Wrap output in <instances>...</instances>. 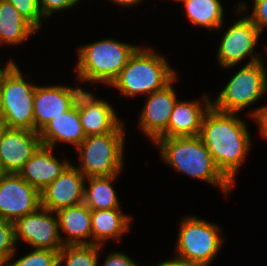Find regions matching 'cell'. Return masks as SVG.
<instances>
[{
	"label": "cell",
	"mask_w": 267,
	"mask_h": 266,
	"mask_svg": "<svg viewBox=\"0 0 267 266\" xmlns=\"http://www.w3.org/2000/svg\"><path fill=\"white\" fill-rule=\"evenodd\" d=\"M236 115L211 107L203 118L199 134L216 166L233 185L252 147L247 124Z\"/></svg>",
	"instance_id": "1"
},
{
	"label": "cell",
	"mask_w": 267,
	"mask_h": 266,
	"mask_svg": "<svg viewBox=\"0 0 267 266\" xmlns=\"http://www.w3.org/2000/svg\"><path fill=\"white\" fill-rule=\"evenodd\" d=\"M154 144L163 162L177 173L218 186L224 196L230 193L234 185L218 169L199 135L158 138Z\"/></svg>",
	"instance_id": "2"
},
{
	"label": "cell",
	"mask_w": 267,
	"mask_h": 266,
	"mask_svg": "<svg viewBox=\"0 0 267 266\" xmlns=\"http://www.w3.org/2000/svg\"><path fill=\"white\" fill-rule=\"evenodd\" d=\"M166 58L152 48L141 46L129 58L126 66L110 85L121 92V96H148L163 89L177 75Z\"/></svg>",
	"instance_id": "3"
},
{
	"label": "cell",
	"mask_w": 267,
	"mask_h": 266,
	"mask_svg": "<svg viewBox=\"0 0 267 266\" xmlns=\"http://www.w3.org/2000/svg\"><path fill=\"white\" fill-rule=\"evenodd\" d=\"M139 47L111 38L79 47L75 67L78 81L110 86Z\"/></svg>",
	"instance_id": "4"
},
{
	"label": "cell",
	"mask_w": 267,
	"mask_h": 266,
	"mask_svg": "<svg viewBox=\"0 0 267 266\" xmlns=\"http://www.w3.org/2000/svg\"><path fill=\"white\" fill-rule=\"evenodd\" d=\"M36 85L26 81L16 62L0 77L1 122L3 127L34 131L33 100Z\"/></svg>",
	"instance_id": "5"
},
{
	"label": "cell",
	"mask_w": 267,
	"mask_h": 266,
	"mask_svg": "<svg viewBox=\"0 0 267 266\" xmlns=\"http://www.w3.org/2000/svg\"><path fill=\"white\" fill-rule=\"evenodd\" d=\"M125 132L87 136L76 148L80 166L76 167L86 178L119 175L123 167Z\"/></svg>",
	"instance_id": "6"
},
{
	"label": "cell",
	"mask_w": 267,
	"mask_h": 266,
	"mask_svg": "<svg viewBox=\"0 0 267 266\" xmlns=\"http://www.w3.org/2000/svg\"><path fill=\"white\" fill-rule=\"evenodd\" d=\"M223 243L219 225L195 216L184 217L178 231L176 258L209 266Z\"/></svg>",
	"instance_id": "7"
},
{
	"label": "cell",
	"mask_w": 267,
	"mask_h": 266,
	"mask_svg": "<svg viewBox=\"0 0 267 266\" xmlns=\"http://www.w3.org/2000/svg\"><path fill=\"white\" fill-rule=\"evenodd\" d=\"M266 93L267 84L261 61L247 63L230 78L211 103L219 111L239 113Z\"/></svg>",
	"instance_id": "8"
},
{
	"label": "cell",
	"mask_w": 267,
	"mask_h": 266,
	"mask_svg": "<svg viewBox=\"0 0 267 266\" xmlns=\"http://www.w3.org/2000/svg\"><path fill=\"white\" fill-rule=\"evenodd\" d=\"M260 35L259 29L247 16L239 18L228 26L222 36L217 50L218 64L229 69L249 56L251 58L248 64L260 61L262 55L254 53Z\"/></svg>",
	"instance_id": "9"
},
{
	"label": "cell",
	"mask_w": 267,
	"mask_h": 266,
	"mask_svg": "<svg viewBox=\"0 0 267 266\" xmlns=\"http://www.w3.org/2000/svg\"><path fill=\"white\" fill-rule=\"evenodd\" d=\"M56 212L39 207L14 222L15 241L21 239L34 249L60 251L63 247Z\"/></svg>",
	"instance_id": "10"
},
{
	"label": "cell",
	"mask_w": 267,
	"mask_h": 266,
	"mask_svg": "<svg viewBox=\"0 0 267 266\" xmlns=\"http://www.w3.org/2000/svg\"><path fill=\"white\" fill-rule=\"evenodd\" d=\"M39 207L40 192L19 174L6 173L0 179V218L15 222Z\"/></svg>",
	"instance_id": "11"
},
{
	"label": "cell",
	"mask_w": 267,
	"mask_h": 266,
	"mask_svg": "<svg viewBox=\"0 0 267 266\" xmlns=\"http://www.w3.org/2000/svg\"><path fill=\"white\" fill-rule=\"evenodd\" d=\"M40 145L38 131L2 127L0 164L3 171L18 174Z\"/></svg>",
	"instance_id": "12"
},
{
	"label": "cell",
	"mask_w": 267,
	"mask_h": 266,
	"mask_svg": "<svg viewBox=\"0 0 267 266\" xmlns=\"http://www.w3.org/2000/svg\"><path fill=\"white\" fill-rule=\"evenodd\" d=\"M177 76L163 89L150 93L139 117L140 130L151 142H155L167 129L172 110L177 102L173 83Z\"/></svg>",
	"instance_id": "13"
},
{
	"label": "cell",
	"mask_w": 267,
	"mask_h": 266,
	"mask_svg": "<svg viewBox=\"0 0 267 266\" xmlns=\"http://www.w3.org/2000/svg\"><path fill=\"white\" fill-rule=\"evenodd\" d=\"M78 115L86 137L124 131V123L116 116L112 105L84 88L78 95Z\"/></svg>",
	"instance_id": "14"
},
{
	"label": "cell",
	"mask_w": 267,
	"mask_h": 266,
	"mask_svg": "<svg viewBox=\"0 0 267 266\" xmlns=\"http://www.w3.org/2000/svg\"><path fill=\"white\" fill-rule=\"evenodd\" d=\"M86 177L70 164L64 172L41 192V207L57 212L83 203Z\"/></svg>",
	"instance_id": "15"
},
{
	"label": "cell",
	"mask_w": 267,
	"mask_h": 266,
	"mask_svg": "<svg viewBox=\"0 0 267 266\" xmlns=\"http://www.w3.org/2000/svg\"><path fill=\"white\" fill-rule=\"evenodd\" d=\"M82 89L62 84L36 85L33 100L34 131L39 132L48 121L68 111L76 103Z\"/></svg>",
	"instance_id": "16"
},
{
	"label": "cell",
	"mask_w": 267,
	"mask_h": 266,
	"mask_svg": "<svg viewBox=\"0 0 267 266\" xmlns=\"http://www.w3.org/2000/svg\"><path fill=\"white\" fill-rule=\"evenodd\" d=\"M211 102L212 100L207 95H203L201 100H177L167 129L159 138L198 136L201 131L203 118L212 107Z\"/></svg>",
	"instance_id": "17"
},
{
	"label": "cell",
	"mask_w": 267,
	"mask_h": 266,
	"mask_svg": "<svg viewBox=\"0 0 267 266\" xmlns=\"http://www.w3.org/2000/svg\"><path fill=\"white\" fill-rule=\"evenodd\" d=\"M52 147L40 145L18 173L26 182L41 192L71 164L64 159L60 162L53 154Z\"/></svg>",
	"instance_id": "18"
},
{
	"label": "cell",
	"mask_w": 267,
	"mask_h": 266,
	"mask_svg": "<svg viewBox=\"0 0 267 266\" xmlns=\"http://www.w3.org/2000/svg\"><path fill=\"white\" fill-rule=\"evenodd\" d=\"M38 133L42 145L55 149L63 142L77 148L86 138L78 115V97L68 111L48 121Z\"/></svg>",
	"instance_id": "19"
},
{
	"label": "cell",
	"mask_w": 267,
	"mask_h": 266,
	"mask_svg": "<svg viewBox=\"0 0 267 266\" xmlns=\"http://www.w3.org/2000/svg\"><path fill=\"white\" fill-rule=\"evenodd\" d=\"M56 214L59 230L66 234L61 236L63 245L92 244L91 209L85 203L62 208Z\"/></svg>",
	"instance_id": "20"
},
{
	"label": "cell",
	"mask_w": 267,
	"mask_h": 266,
	"mask_svg": "<svg viewBox=\"0 0 267 266\" xmlns=\"http://www.w3.org/2000/svg\"><path fill=\"white\" fill-rule=\"evenodd\" d=\"M131 220L120 208L91 210L92 244L104 246L109 239L119 241L129 232Z\"/></svg>",
	"instance_id": "21"
},
{
	"label": "cell",
	"mask_w": 267,
	"mask_h": 266,
	"mask_svg": "<svg viewBox=\"0 0 267 266\" xmlns=\"http://www.w3.org/2000/svg\"><path fill=\"white\" fill-rule=\"evenodd\" d=\"M37 32L11 3L0 0V44L17 45Z\"/></svg>",
	"instance_id": "22"
},
{
	"label": "cell",
	"mask_w": 267,
	"mask_h": 266,
	"mask_svg": "<svg viewBox=\"0 0 267 266\" xmlns=\"http://www.w3.org/2000/svg\"><path fill=\"white\" fill-rule=\"evenodd\" d=\"M117 177L118 175L86 178L88 185L84 186L83 203L91 210L121 208L116 190L112 187V181Z\"/></svg>",
	"instance_id": "23"
},
{
	"label": "cell",
	"mask_w": 267,
	"mask_h": 266,
	"mask_svg": "<svg viewBox=\"0 0 267 266\" xmlns=\"http://www.w3.org/2000/svg\"><path fill=\"white\" fill-rule=\"evenodd\" d=\"M182 2L189 21L208 30L217 31L223 27L224 7L220 0H177Z\"/></svg>",
	"instance_id": "24"
},
{
	"label": "cell",
	"mask_w": 267,
	"mask_h": 266,
	"mask_svg": "<svg viewBox=\"0 0 267 266\" xmlns=\"http://www.w3.org/2000/svg\"><path fill=\"white\" fill-rule=\"evenodd\" d=\"M103 246L94 244L63 245L59 251V266H98Z\"/></svg>",
	"instance_id": "25"
},
{
	"label": "cell",
	"mask_w": 267,
	"mask_h": 266,
	"mask_svg": "<svg viewBox=\"0 0 267 266\" xmlns=\"http://www.w3.org/2000/svg\"><path fill=\"white\" fill-rule=\"evenodd\" d=\"M27 255L4 266H59V252L48 249H32Z\"/></svg>",
	"instance_id": "26"
},
{
	"label": "cell",
	"mask_w": 267,
	"mask_h": 266,
	"mask_svg": "<svg viewBox=\"0 0 267 266\" xmlns=\"http://www.w3.org/2000/svg\"><path fill=\"white\" fill-rule=\"evenodd\" d=\"M16 252L14 222L0 218V263L13 261Z\"/></svg>",
	"instance_id": "27"
},
{
	"label": "cell",
	"mask_w": 267,
	"mask_h": 266,
	"mask_svg": "<svg viewBox=\"0 0 267 266\" xmlns=\"http://www.w3.org/2000/svg\"><path fill=\"white\" fill-rule=\"evenodd\" d=\"M39 32L44 16L38 0H6ZM42 18V19H41Z\"/></svg>",
	"instance_id": "28"
},
{
	"label": "cell",
	"mask_w": 267,
	"mask_h": 266,
	"mask_svg": "<svg viewBox=\"0 0 267 266\" xmlns=\"http://www.w3.org/2000/svg\"><path fill=\"white\" fill-rule=\"evenodd\" d=\"M40 10L44 17H50L53 12H58L66 9H71L77 5L80 0H38Z\"/></svg>",
	"instance_id": "29"
},
{
	"label": "cell",
	"mask_w": 267,
	"mask_h": 266,
	"mask_svg": "<svg viewBox=\"0 0 267 266\" xmlns=\"http://www.w3.org/2000/svg\"><path fill=\"white\" fill-rule=\"evenodd\" d=\"M252 13L247 17L259 29L260 33L267 26V0H254Z\"/></svg>",
	"instance_id": "30"
},
{
	"label": "cell",
	"mask_w": 267,
	"mask_h": 266,
	"mask_svg": "<svg viewBox=\"0 0 267 266\" xmlns=\"http://www.w3.org/2000/svg\"><path fill=\"white\" fill-rule=\"evenodd\" d=\"M102 266H138L131 257L122 252H110Z\"/></svg>",
	"instance_id": "31"
},
{
	"label": "cell",
	"mask_w": 267,
	"mask_h": 266,
	"mask_svg": "<svg viewBox=\"0 0 267 266\" xmlns=\"http://www.w3.org/2000/svg\"><path fill=\"white\" fill-rule=\"evenodd\" d=\"M248 115L254 118L259 127V134L267 140V104L253 109Z\"/></svg>",
	"instance_id": "32"
},
{
	"label": "cell",
	"mask_w": 267,
	"mask_h": 266,
	"mask_svg": "<svg viewBox=\"0 0 267 266\" xmlns=\"http://www.w3.org/2000/svg\"><path fill=\"white\" fill-rule=\"evenodd\" d=\"M155 266H204V265L178 259L176 258V255H175L174 258H170Z\"/></svg>",
	"instance_id": "33"
},
{
	"label": "cell",
	"mask_w": 267,
	"mask_h": 266,
	"mask_svg": "<svg viewBox=\"0 0 267 266\" xmlns=\"http://www.w3.org/2000/svg\"><path fill=\"white\" fill-rule=\"evenodd\" d=\"M113 2H115L116 4L122 5V6H133V5H137L140 2H142V0H111Z\"/></svg>",
	"instance_id": "34"
},
{
	"label": "cell",
	"mask_w": 267,
	"mask_h": 266,
	"mask_svg": "<svg viewBox=\"0 0 267 266\" xmlns=\"http://www.w3.org/2000/svg\"><path fill=\"white\" fill-rule=\"evenodd\" d=\"M12 62H13V60L11 59L8 63H6L5 66H3V68L0 67V77H1L2 73L7 69V67H8Z\"/></svg>",
	"instance_id": "35"
},
{
	"label": "cell",
	"mask_w": 267,
	"mask_h": 266,
	"mask_svg": "<svg viewBox=\"0 0 267 266\" xmlns=\"http://www.w3.org/2000/svg\"><path fill=\"white\" fill-rule=\"evenodd\" d=\"M267 50V49H266ZM263 58H261V63H262V66H263V70H264V74H265V81H266V84H267V69L265 68L266 66L264 65L265 63H263L264 61H262Z\"/></svg>",
	"instance_id": "36"
},
{
	"label": "cell",
	"mask_w": 267,
	"mask_h": 266,
	"mask_svg": "<svg viewBox=\"0 0 267 266\" xmlns=\"http://www.w3.org/2000/svg\"><path fill=\"white\" fill-rule=\"evenodd\" d=\"M6 173L3 171L1 164H0V179L5 175Z\"/></svg>",
	"instance_id": "37"
},
{
	"label": "cell",
	"mask_w": 267,
	"mask_h": 266,
	"mask_svg": "<svg viewBox=\"0 0 267 266\" xmlns=\"http://www.w3.org/2000/svg\"><path fill=\"white\" fill-rule=\"evenodd\" d=\"M0 118H1V91H0Z\"/></svg>",
	"instance_id": "38"
},
{
	"label": "cell",
	"mask_w": 267,
	"mask_h": 266,
	"mask_svg": "<svg viewBox=\"0 0 267 266\" xmlns=\"http://www.w3.org/2000/svg\"><path fill=\"white\" fill-rule=\"evenodd\" d=\"M2 127H3V125H2V122H1V120H0V130L2 129Z\"/></svg>",
	"instance_id": "39"
}]
</instances>
